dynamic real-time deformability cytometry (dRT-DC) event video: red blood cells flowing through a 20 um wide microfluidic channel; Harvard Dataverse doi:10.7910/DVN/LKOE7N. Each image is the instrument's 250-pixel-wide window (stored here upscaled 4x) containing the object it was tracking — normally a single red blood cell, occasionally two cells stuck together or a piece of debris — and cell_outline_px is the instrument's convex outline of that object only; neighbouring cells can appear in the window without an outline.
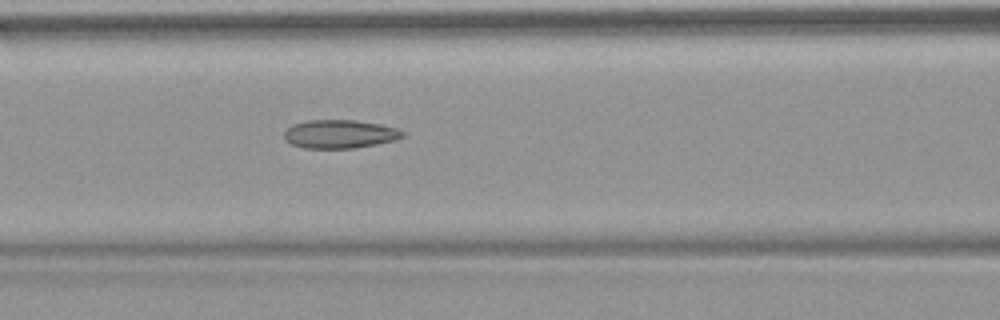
{"species": "common noctule bat (a hibernating species)", "species_latin": "Nyctalus noctula", "temperature_condition": "warm", "stored_images_in_passage": 53, "camera_frame_rate_fps": 3000, "um_per_image_px": 0.085, "animal": {"sex": "female", "body_mass_g": 18.4}, "frame": {"image": 1, "passage_image": 23, "time_ms": 7.333, "image_size_px": [1000, 320], "cell_outline_px": [[404, 136], [396, 140], [376, 144], [352, 148], [304, 148], [292, 144], [284, 140], [284, 132], [292, 124], [308, 120], [356, 120], [380, 124], [396, 128], [404, 132]], "centroid_in_image_um": [28.86, 11.39], "position_along_channel_um": 137.7, "area_um2": 19.65}, "authors_computed_cell_mechanics": {"area_um2": 20.3456, "velocity_mm_per_s": 3.823, "shape_relaxation_time_tau1_ms": null, "shape_relaxation_time_tau2_ms": 2.7464, "deformation_change_tau1": null, "deformation_change_tau2": 0.1072}}